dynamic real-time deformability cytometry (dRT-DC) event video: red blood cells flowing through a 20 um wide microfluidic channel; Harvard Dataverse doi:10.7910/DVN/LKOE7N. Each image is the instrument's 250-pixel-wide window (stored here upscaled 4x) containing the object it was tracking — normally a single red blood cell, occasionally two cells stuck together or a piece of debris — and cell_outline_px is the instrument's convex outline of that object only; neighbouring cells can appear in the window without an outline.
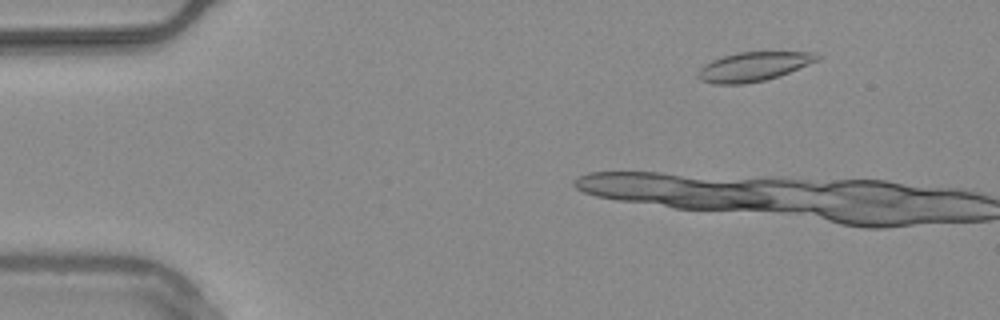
{"species": "common noctule bat (a hibernating species)", "species_latin": "Nyctalus noctula", "temperature_condition": "warm", "stored_images_in_passage": 9, "camera_frame_rate_fps": 3000, "um_per_image_px": 0.085, "animal": {"sex": "male", "body_mass_g": 20.4}, "frame": {"image": 1, "passage_image": 7, "time_ms": 2.0, "image_size_px": [1000, 320], "cell_outline_px": [[820, 60], [780, 76], [764, 80], [744, 84], [712, 84], [700, 80], [696, 76], [696, 72], [704, 64], [720, 56], [736, 52], [816, 52], [820, 56]], "centroid_in_image_um": [64.02, 5.66], "position_along_channel_um": 21.0, "area_um2": 20.58}}